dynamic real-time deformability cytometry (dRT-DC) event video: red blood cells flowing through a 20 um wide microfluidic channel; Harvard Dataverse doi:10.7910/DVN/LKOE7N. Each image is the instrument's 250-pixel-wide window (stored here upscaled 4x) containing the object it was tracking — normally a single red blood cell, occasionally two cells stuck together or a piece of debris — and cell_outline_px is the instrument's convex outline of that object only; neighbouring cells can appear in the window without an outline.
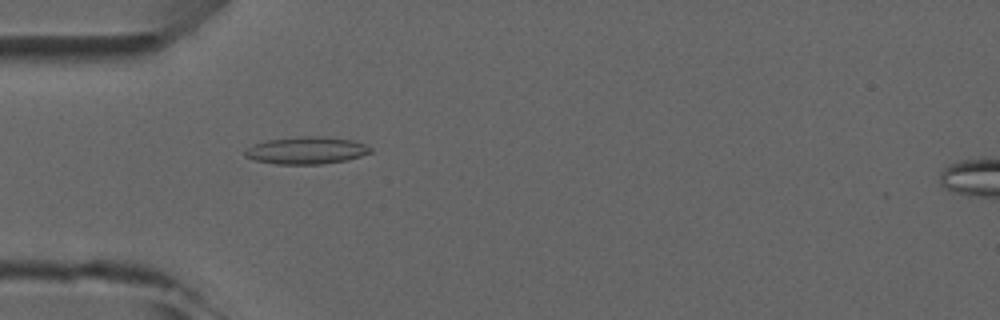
{"species": "common noctule bat (a hibernating species)", "species_latin": "Nyctalus noctula", "temperature_condition": "room temperature", "stored_images_in_passage": 1, "camera_frame_rate_fps": 3000, "um_per_image_px": 0.085, "animal": {"sex": "male", "forearm_length_mm": 52.5}, "frame": {"image": 1, "passage_image": 1, "time_ms": 0.0, "image_size_px": [1000, 320], "cell_outline_px": [[372, 152], [348, 160], [324, 164], [276, 164], [256, 160], [244, 156], [244, 152], [252, 144], [268, 140], [300, 136], [324, 136], [352, 140], [364, 144], [372, 148]], "centroid_in_image_um": [26.06, 12.78], "position_along_channel_um": 58.9, "area_um2": 20.0}}